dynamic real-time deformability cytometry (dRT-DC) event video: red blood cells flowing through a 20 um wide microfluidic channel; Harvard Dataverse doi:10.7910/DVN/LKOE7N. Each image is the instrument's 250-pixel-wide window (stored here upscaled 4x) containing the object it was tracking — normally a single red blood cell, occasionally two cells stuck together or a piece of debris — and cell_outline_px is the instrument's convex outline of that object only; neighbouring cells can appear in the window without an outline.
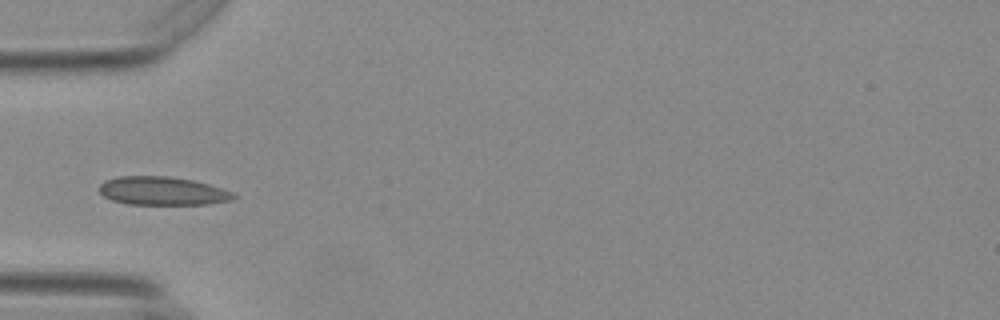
{"species": "Egyptian fruit bat (a non-hibernating species)", "species_latin": "Rousettus aegyptiacus", "temperature_condition": "warm", "stored_images_in_passage": 6, "camera_frame_rate_fps": 3000, "um_per_image_px": 0.085, "animal": {"sex": "female"}, "frame": {"image": 1, "passage_image": 1, "time_ms": 0.0, "image_size_px": [1000, 320], "cell_outline_px": [[236, 196], [232, 200], [208, 204], [128, 204], [112, 200], [104, 196], [100, 192], [100, 184], [104, 180], [116, 176], [168, 176], [192, 180], [208, 184], [232, 192]], "centroid_in_image_um": [13.78, 16.22], "position_along_channel_um": 71.2, "area_um2": 22.14}}
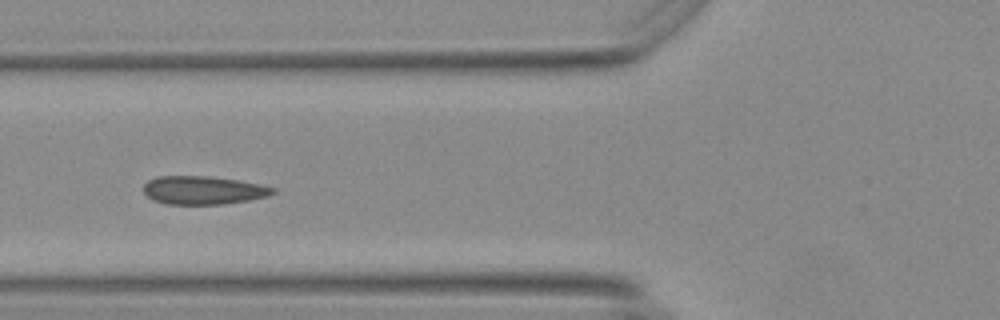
{"frame": {"image": 2, "passage_image": 4, "time_ms": 1.0, "image_size_px": [1000, 320], "cell_outline_px": [[276, 192], [268, 196], [248, 200], [224, 204], [168, 204], [152, 200], [144, 192], [144, 184], [148, 180], [156, 176], [212, 176], [260, 184], [276, 188]], "centroid_in_image_um": [17.28, 16.16], "position_along_channel_um": 108.5, "area_um2": 21.39}}